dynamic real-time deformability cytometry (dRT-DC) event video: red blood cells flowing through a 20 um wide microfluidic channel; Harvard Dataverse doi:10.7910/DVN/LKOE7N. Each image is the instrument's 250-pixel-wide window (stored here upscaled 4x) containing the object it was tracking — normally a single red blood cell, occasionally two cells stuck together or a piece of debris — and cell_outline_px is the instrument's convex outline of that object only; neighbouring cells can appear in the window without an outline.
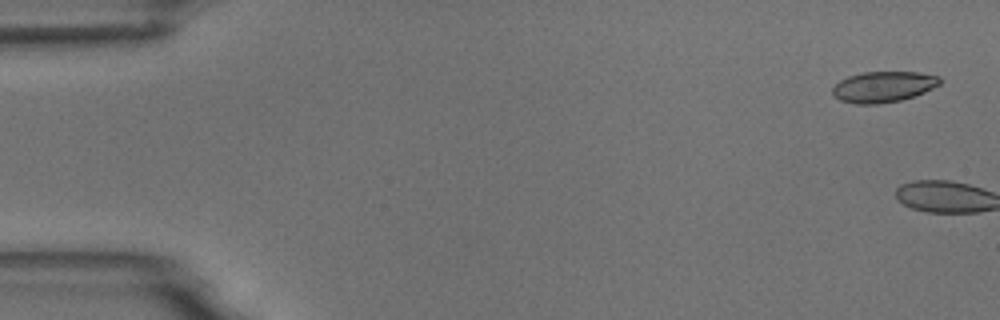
{"species": "common noctule bat (a hibernating species)", "species_latin": "Nyctalus noctula", "temperature_condition": "room temperature", "stored_images_in_passage": 6, "camera_frame_rate_fps": 3000, "um_per_image_px": 0.085, "animal": {"sex": "male", "body_mass_g": 18.8}, "frame": {"image": 1, "passage_image": 1, "time_ms": 0.0, "image_size_px": [1000, 320], "cell_outline_px": [[944, 80], [940, 84], [924, 92], [900, 100], [876, 104], [856, 104], [840, 100], [832, 92], [832, 88], [840, 80], [848, 76], [864, 72], [916, 72], [940, 76]], "centroid_in_image_um": [75.1, 7.37], "position_along_channel_um": 9.9, "area_um2": 19.19}}
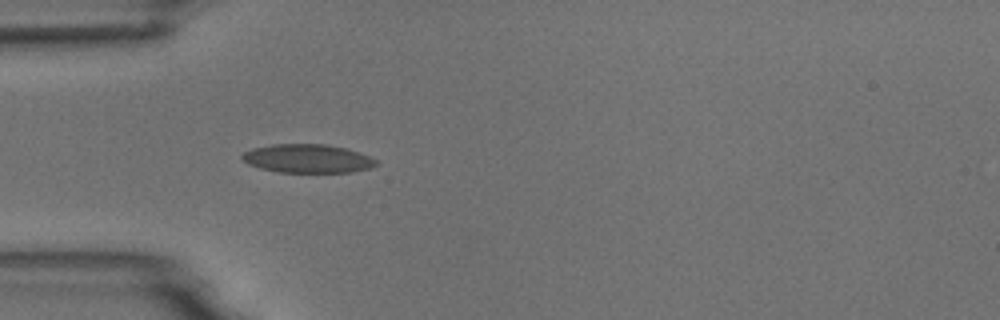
{"frame": {"image": 2, "passage_image": 6, "time_ms": 5.667, "image_size_px": [1000, 320], "cell_outline_px": [[380, 164], [372, 168], [352, 172], [280, 172], [260, 168], [248, 164], [240, 156], [244, 152], [252, 148], [272, 144], [324, 144], [344, 148], [360, 152], [376, 160]], "centroid_in_image_um": [26.16, 13.48], "position_along_channel_um": 58.8, "area_um2": 22.37}}